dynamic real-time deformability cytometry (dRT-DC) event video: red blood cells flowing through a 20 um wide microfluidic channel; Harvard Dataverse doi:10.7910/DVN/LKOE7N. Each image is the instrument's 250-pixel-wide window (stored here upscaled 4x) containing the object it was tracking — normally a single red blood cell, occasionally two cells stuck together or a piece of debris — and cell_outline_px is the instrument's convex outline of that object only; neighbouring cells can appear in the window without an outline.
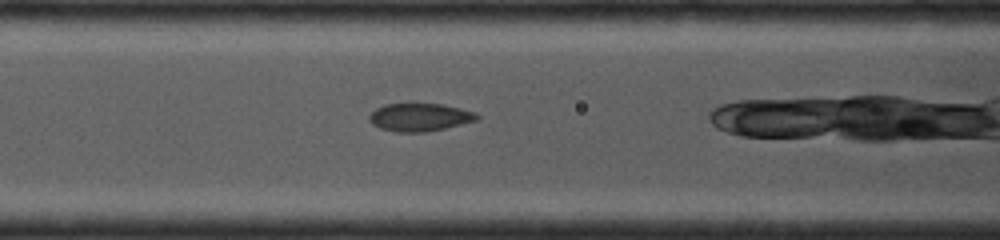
{"species": "common noctule bat (a hibernating species)", "species_latin": "Nyctalus noctula", "temperature_condition": "cold", "stored_images_in_passage": 8, "camera_frame_rate_fps": 4000, "um_per_image_px": 0.085, "animal": {"sex": "female", "body_mass_g": 19.0, "forearm_length_mm": 53.3}, "frame": {"image": 1, "passage_image": 5, "time_ms": 1.5, "image_size_px": [1000, 240], "cell_outline_px": [[480, 116], [476, 120], [444, 128], [424, 132], [396, 132], [380, 128], [372, 124], [368, 120], [368, 116], [376, 108], [384, 104], [412, 100], [440, 104], [460, 108], [476, 112]], "centroid_in_image_um": [35.61, 9.91], "position_along_channel_um": 131.0, "area_um2": 18.21}}
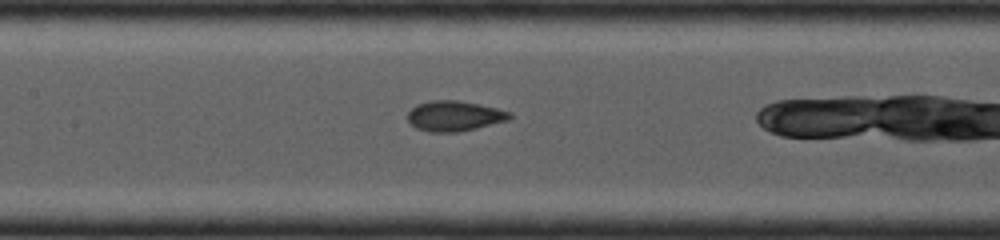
{"frame": {"image": 2, "passage_image": 7, "time_ms": 2.25, "image_size_px": [1000, 240], "cell_outline_px": [[512, 116], [508, 120], [460, 132], [428, 132], [416, 128], [408, 124], [408, 112], [416, 104], [436, 100], [456, 100], [496, 108], [508, 112]], "centroid_in_image_um": [38.56, 9.87], "position_along_channel_um": 168.8, "area_um2": 17.86}}